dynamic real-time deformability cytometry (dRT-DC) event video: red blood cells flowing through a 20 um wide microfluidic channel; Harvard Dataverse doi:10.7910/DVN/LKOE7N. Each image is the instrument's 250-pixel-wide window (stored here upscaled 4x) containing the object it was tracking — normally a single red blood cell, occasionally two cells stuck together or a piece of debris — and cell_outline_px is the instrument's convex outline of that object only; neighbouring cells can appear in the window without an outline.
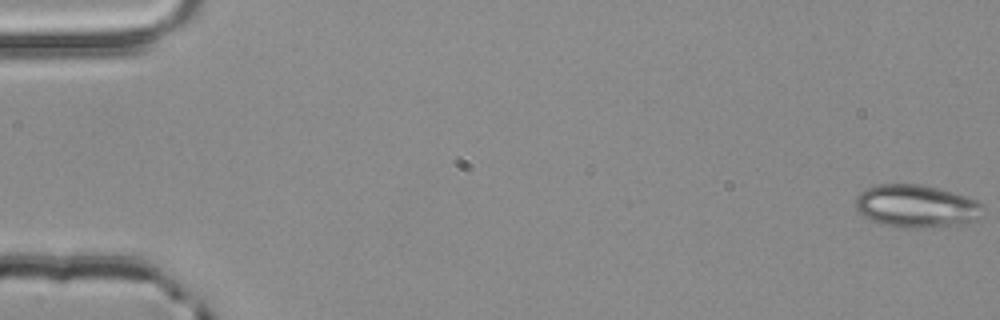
{"species": "common noctule bat (a hibernating species)", "species_latin": "Nyctalus noctula", "temperature_condition": "room temperature", "stored_images_in_passage": 47, "camera_frame_rate_fps": 3000, "um_per_image_px": 0.085, "animal": {"sex": "male", "body_mass_g": 20.4}, "frame": {"image": 1, "passage_image": 1, "time_ms": 0.0, "image_size_px": [1000, 320], "cell_outline_px": [[984, 208], [972, 220], [964, 224], [908, 228], [900, 228], [880, 224], [864, 216], [856, 208], [856, 196], [868, 188], [876, 184], [920, 184], [952, 192], [976, 200]], "centroid_in_image_um": [77.83, 17.52], "position_along_channel_um": 7.2, "area_um2": 31.21}}
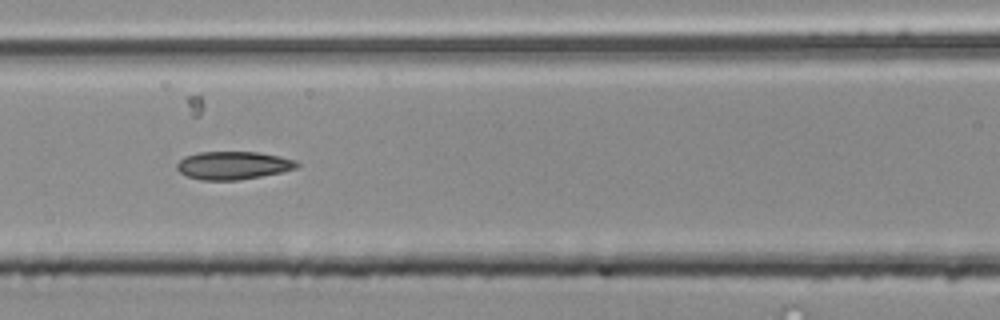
{"frame": {"image": 2, "passage_image": 25, "time_ms": 8.0, "image_size_px": [1000, 320], "cell_outline_px": [[300, 164], [296, 168], [280, 172], [240, 180], [200, 180], [188, 176], [180, 172], [176, 168], [176, 164], [184, 156], [196, 152], [260, 152], [280, 156], [296, 160]], "centroid_in_image_um": [19.8, 14.05], "position_along_channel_um": 146.8, "area_um2": 19.65}}
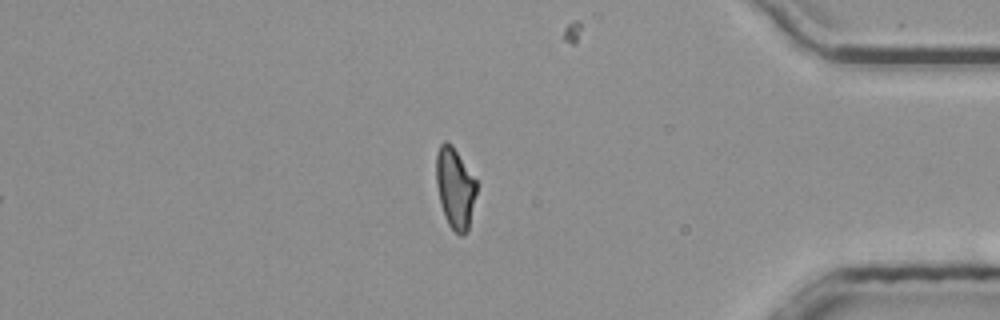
{"frame": {"image": 3, "passage_image": 47, "time_ms": 15.333, "image_size_px": [1000, 320], "cell_outline_px": [[476, 192], [468, 232], [464, 236], [460, 236], [448, 224], [444, 216], [440, 204], [436, 184], [436, 152], [440, 144], [444, 140], [452, 144], [476, 180]], "centroid_in_image_um": [38.66, 15.99], "position_along_channel_um": 396.5, "area_um2": 19.13}, "authors_computed_cell_mechanics": {"area_um2": 19.9988, "velocity_mm_per_s": 3.8515, "shape_relaxation_time_tau1_ms": null, "shape_relaxation_time_tau2_ms": 2.4731, "deformation_change_tau1": null, "deformation_change_tau2": 0.103}}